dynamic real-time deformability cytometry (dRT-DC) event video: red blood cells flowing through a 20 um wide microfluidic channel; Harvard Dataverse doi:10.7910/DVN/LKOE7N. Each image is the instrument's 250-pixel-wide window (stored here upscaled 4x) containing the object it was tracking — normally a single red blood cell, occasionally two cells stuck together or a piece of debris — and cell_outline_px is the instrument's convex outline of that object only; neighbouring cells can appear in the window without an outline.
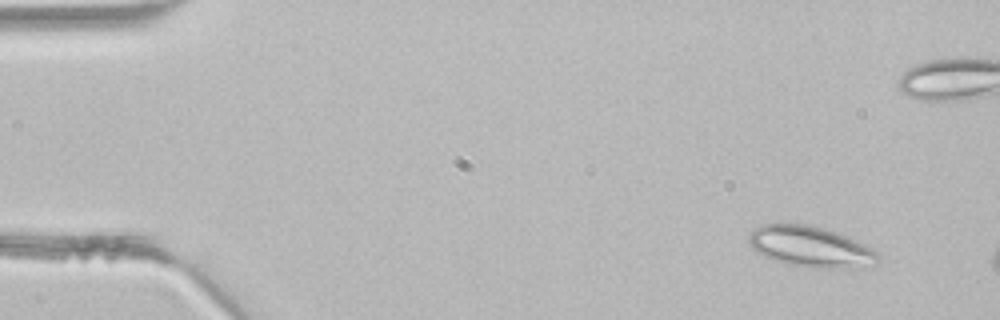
{"species": "common noctule bat (a hibernating species)", "species_latin": "Nyctalus noctula", "temperature_condition": "room temperature", "stored_images_in_passage": 3, "camera_frame_rate_fps": 3000, "um_per_image_px": 0.085, "animal": {"sex": "male", "body_mass_g": 21.5, "forearm_length_mm": 52.0}, "frame": {"image": 1, "passage_image": 1, "time_ms": 0.0, "image_size_px": [1000, 320], "cell_outline_px": [[884, 256], [876, 264], [828, 268], [816, 268], [788, 264], [772, 260], [756, 252], [748, 244], [748, 236], [752, 228], [760, 224], [812, 224], [836, 232], [856, 240], [872, 248]], "centroid_in_image_um": [68.86, 20.95], "position_along_channel_um": 16.1, "area_um2": 30.92}}